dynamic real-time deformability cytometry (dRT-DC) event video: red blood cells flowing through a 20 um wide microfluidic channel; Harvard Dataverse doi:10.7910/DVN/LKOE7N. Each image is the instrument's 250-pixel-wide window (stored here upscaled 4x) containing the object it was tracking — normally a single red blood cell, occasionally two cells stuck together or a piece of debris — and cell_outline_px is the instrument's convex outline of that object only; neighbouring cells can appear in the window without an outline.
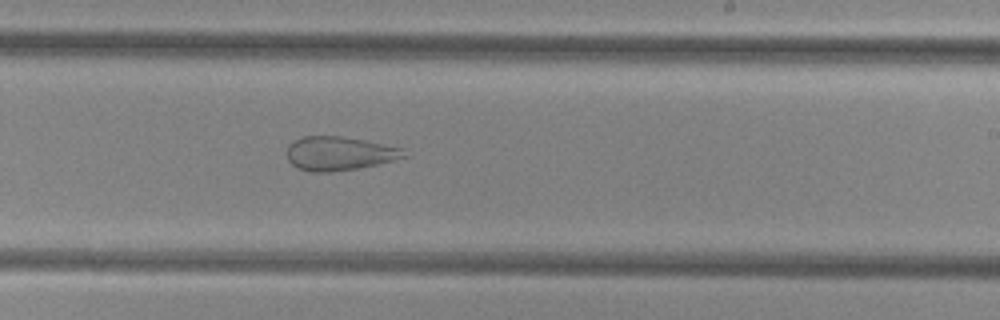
{"species": "common noctule bat (a hibernating species)", "species_latin": "Nyctalus noctula", "temperature_condition": "cold", "stored_images_in_passage": 40, "camera_frame_rate_fps": 3000, "um_per_image_px": 0.085, "animal": {"sex": "female", "body_mass_g": 29.2, "forearm_length_mm": 56.3}, "frame": {"image": 1, "passage_image": 20, "time_ms": 6.333, "image_size_px": [1000, 320], "cell_outline_px": [[412, 156], [376, 164], [356, 168], [332, 172], [308, 172], [292, 164], [288, 160], [284, 152], [288, 144], [300, 136], [340, 136], [364, 140], [404, 148]], "centroid_in_image_um": [28.83, 13.04], "position_along_channel_um": 260.2, "area_um2": 23.47}}
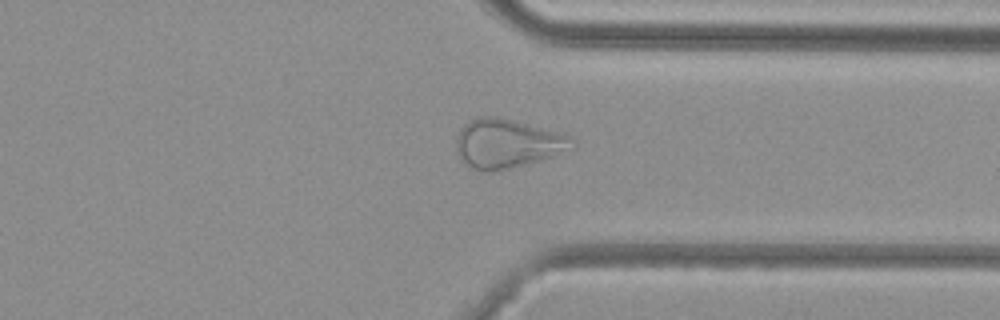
{"frame": {"image": 2, "passage_image": 28, "time_ms": 9.0, "image_size_px": [1000, 320], "cell_outline_px": [[576, 144], [572, 148], [552, 156], [512, 168], [488, 172], [468, 168], [464, 164], [456, 148], [456, 136], [460, 128], [468, 120], [476, 116], [492, 116], [564, 132]], "centroid_in_image_um": [43.07, 12.2], "position_along_channel_um": 368.3, "area_um2": 33.18}}
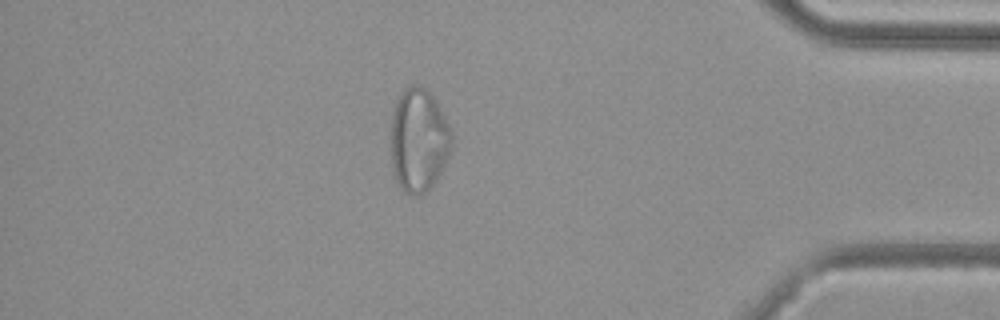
{"frame": {"image": 3, "passage_image": 33, "time_ms": 10.667, "image_size_px": [1000, 320], "cell_outline_px": [[452, 148], [436, 180], [420, 196], [412, 196], [404, 192], [400, 188], [392, 172], [392, 108], [400, 92], [404, 88], [412, 84], [424, 88], [436, 100], [452, 132]], "centroid_in_image_um": [35.57, 11.91], "position_along_channel_um": 399.6, "area_um2": 36.76}}